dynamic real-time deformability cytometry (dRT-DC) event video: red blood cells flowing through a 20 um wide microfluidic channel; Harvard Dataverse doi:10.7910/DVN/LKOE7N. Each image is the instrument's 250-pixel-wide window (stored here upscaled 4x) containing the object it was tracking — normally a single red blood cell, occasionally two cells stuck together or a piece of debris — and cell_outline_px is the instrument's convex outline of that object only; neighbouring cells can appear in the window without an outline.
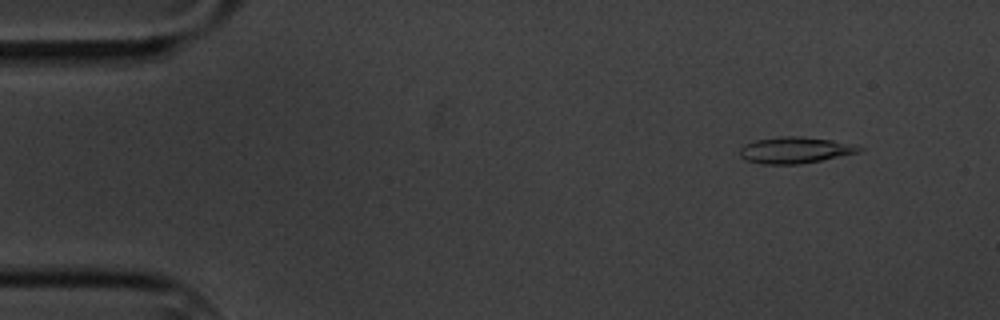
{"species": "common noctule bat (a hibernating species)", "species_latin": "Nyctalus noctula", "temperature_condition": "cold", "stored_images_in_passage": 5, "camera_frame_rate_fps": 3000, "um_per_image_px": 0.085, "animal": {"sex": "male", "body_mass_g": 20.1, "forearm_length_mm": 53.5}, "frame": {"image": 1, "passage_image": 2, "time_ms": 1.333, "image_size_px": [1000, 320], "cell_outline_px": [[864, 148], [860, 152], [800, 164], [764, 164], [748, 160], [740, 156], [740, 148], [744, 144], [756, 140], [780, 136], [800, 136], [832, 140], [856, 144]], "centroid_in_image_um": [67.61, 12.75], "position_along_channel_um": 17.4, "area_um2": 18.26}}